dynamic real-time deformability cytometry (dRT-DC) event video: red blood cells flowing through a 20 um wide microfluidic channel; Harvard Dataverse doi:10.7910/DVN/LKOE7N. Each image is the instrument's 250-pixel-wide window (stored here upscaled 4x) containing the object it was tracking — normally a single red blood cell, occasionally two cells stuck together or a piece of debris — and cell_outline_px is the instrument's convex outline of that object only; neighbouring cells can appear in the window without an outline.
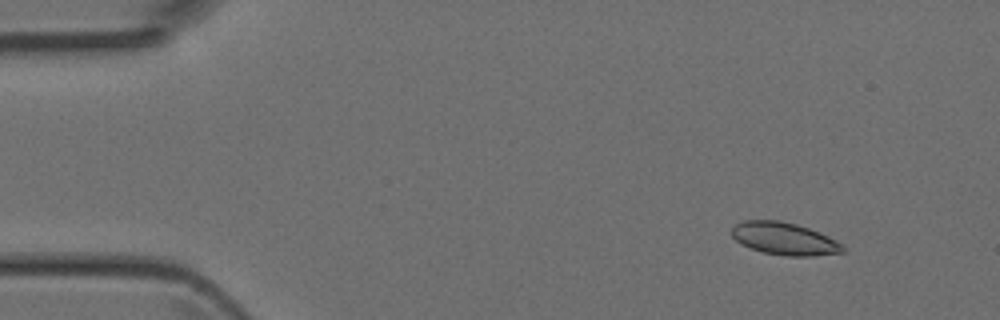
{"species": "Egyptian fruit bat (a non-hibernating species)", "species_latin": "Rousettus aegyptiacus", "temperature_condition": "room temperature", "stored_images_in_passage": 3, "camera_frame_rate_fps": 3000, "um_per_image_px": 0.085, "animal": {"sex": "female"}, "frame": {"image": 1, "passage_image": 1, "time_ms": 0.0, "image_size_px": [1000, 320], "cell_outline_px": [[848, 248], [844, 252], [816, 256], [788, 256], [764, 252], [740, 244], [732, 236], [732, 228], [736, 224], [744, 220], [780, 220], [796, 224], [808, 228], [828, 236], [844, 244]], "centroid_in_image_um": [66.72, 20.29], "position_along_channel_um": 18.3, "area_um2": 21.1}}